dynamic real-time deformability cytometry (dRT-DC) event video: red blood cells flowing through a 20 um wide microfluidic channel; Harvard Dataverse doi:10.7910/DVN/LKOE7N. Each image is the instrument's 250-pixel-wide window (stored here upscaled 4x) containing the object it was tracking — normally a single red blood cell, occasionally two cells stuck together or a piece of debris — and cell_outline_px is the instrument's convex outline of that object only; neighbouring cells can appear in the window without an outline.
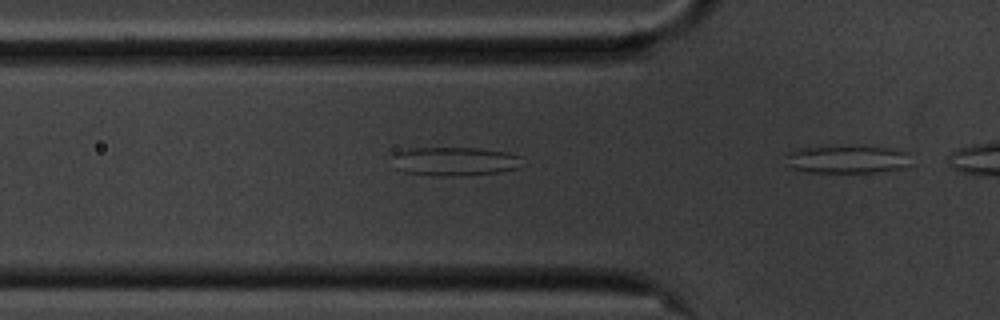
{"species": "common noctule bat (a hibernating species)", "species_latin": "Nyctalus noctula", "temperature_condition": "cold", "stored_images_in_passage": 6, "camera_frame_rate_fps": 3000, "um_per_image_px": 0.085, "animal": {"sex": "male", "body_mass_g": 20.1, "forearm_length_mm": 53.5}, "frame": {"image": 1, "passage_image": 6, "time_ms": 1.667, "image_size_px": [1000, 320], "cell_outline_px": [[912, 164], [900, 168], [876, 172], [808, 172], [792, 168], [788, 156], [788, 152], [800, 148], [884, 148], [908, 152]], "centroid_in_image_um": [72.08, 13.58], "position_along_channel_um": 53.7, "area_um2": 19.31}}